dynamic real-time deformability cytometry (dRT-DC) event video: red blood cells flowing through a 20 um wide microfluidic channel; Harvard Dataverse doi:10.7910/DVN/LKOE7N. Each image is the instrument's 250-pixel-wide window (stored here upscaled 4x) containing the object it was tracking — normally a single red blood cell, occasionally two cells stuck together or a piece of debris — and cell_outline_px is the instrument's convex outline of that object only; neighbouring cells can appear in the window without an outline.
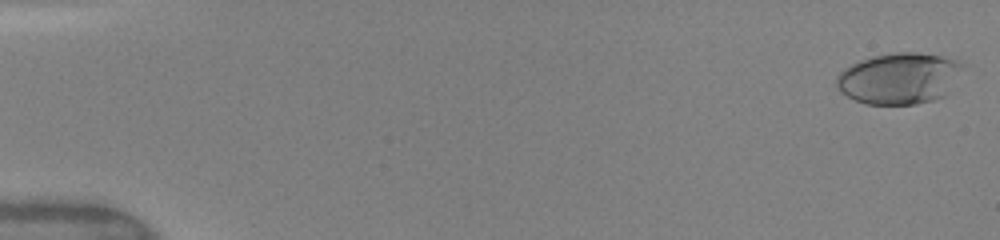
{"species": "human", "species_latin": "Homo sapiens", "temperature_condition": "warm", "stored_images_in_passage": 62, "camera_frame_rate_fps": 3000, "um_per_image_px": 0.085, "donor": {"sex": "female"}, "frame": {"image": 1, "passage_image": 1, "time_ms": 0.0, "image_size_px": [1000, 240], "cell_outline_px": [[964, 68], [944, 96], [932, 100], [916, 104], [864, 104], [840, 92], [836, 88], [836, 76], [844, 68], [860, 60], [872, 56], [892, 52], [916, 52], [940, 56], [956, 60], [964, 64]], "centroid_in_image_um": [76.4, 6.65], "position_along_channel_um": 8.6, "area_um2": 37.74}}
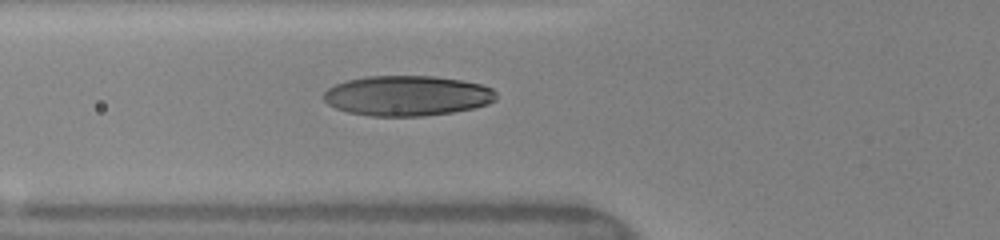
{"frame": {"image": 2, "passage_image": 29, "time_ms": 6.0, "image_size_px": [1000, 240], "cell_outline_px": [[496, 100], [488, 104], [472, 108], [452, 112], [424, 116], [368, 116], [348, 112], [336, 108], [328, 104], [324, 100], [324, 92], [328, 88], [336, 84], [348, 80], [368, 76], [432, 76], [460, 80], [480, 84], [492, 88], [496, 92]], "centroid_in_image_um": [34.61, 8.14], "position_along_channel_um": 91.2, "area_um2": 40.34}}
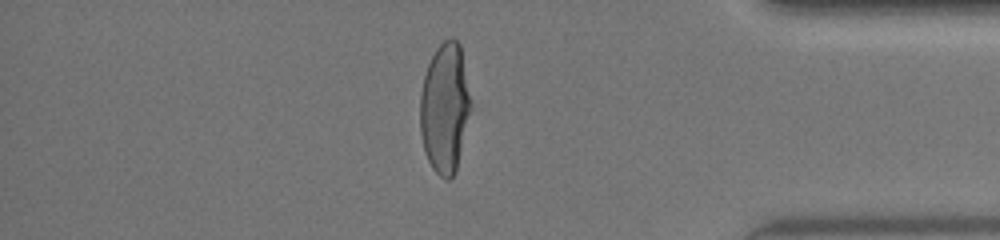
{"frame": {"image": 3, "passage_image": 53, "time_ms": 14.0, "image_size_px": [1000, 240], "cell_outline_px": [[472, 108], [456, 172], [448, 180], [440, 176], [432, 168], [424, 152], [420, 132], [420, 96], [424, 76], [428, 64], [436, 48], [444, 40], [456, 40], [460, 44], [472, 104]], "centroid_in_image_um": [37.82, 9.22], "position_along_channel_um": 397.4, "area_um2": 38.55}, "authors_computed_cell_mechanics": {"area_um2": 39.1306, "velocity_mm_per_s": 4.0962, "shape_relaxation_time_tau1_ms": 3.9524, "shape_relaxation_time_tau2_ms": null, "deformation_change_tau1": 0.2255, "deformation_change_tau2": null}}